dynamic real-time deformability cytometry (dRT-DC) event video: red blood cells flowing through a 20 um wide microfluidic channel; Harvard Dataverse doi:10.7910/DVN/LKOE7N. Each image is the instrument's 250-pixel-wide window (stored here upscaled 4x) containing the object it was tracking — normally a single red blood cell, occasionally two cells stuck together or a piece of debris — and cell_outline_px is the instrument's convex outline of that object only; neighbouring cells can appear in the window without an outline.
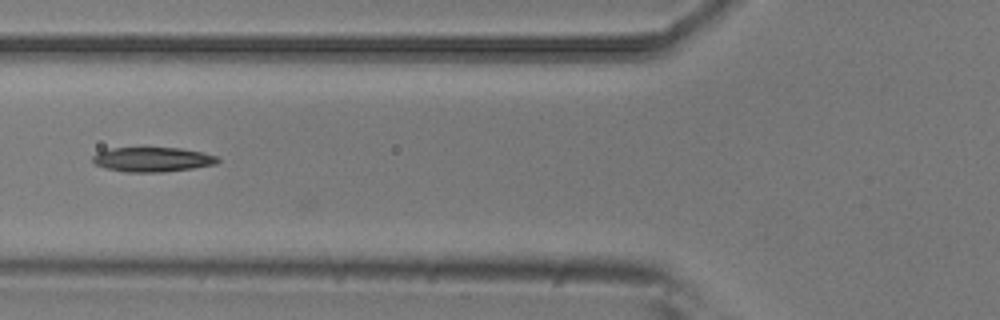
{"species": "common noctule bat (a hibernating species)", "species_latin": "Nyctalus noctula", "temperature_condition": "room temperature", "stored_images_in_passage": 4, "camera_frame_rate_fps": 3000, "um_per_image_px": 0.085, "animal": {"sex": "male", "body_mass_g": 20.5, "forearm_length_mm": 52.5}, "frame": {"image": 1, "passage_image": 4, "time_ms": 1.0, "image_size_px": [1000, 320], "cell_outline_px": [[220, 160], [216, 164], [192, 168], [164, 172], [124, 172], [108, 168], [96, 164], [92, 160], [92, 156], [100, 152], [112, 148], [144, 144], [180, 148], [200, 152], [216, 156]], "centroid_in_image_um": [12.94, 13.5], "position_along_channel_um": 112.9, "area_um2": 18.61}}